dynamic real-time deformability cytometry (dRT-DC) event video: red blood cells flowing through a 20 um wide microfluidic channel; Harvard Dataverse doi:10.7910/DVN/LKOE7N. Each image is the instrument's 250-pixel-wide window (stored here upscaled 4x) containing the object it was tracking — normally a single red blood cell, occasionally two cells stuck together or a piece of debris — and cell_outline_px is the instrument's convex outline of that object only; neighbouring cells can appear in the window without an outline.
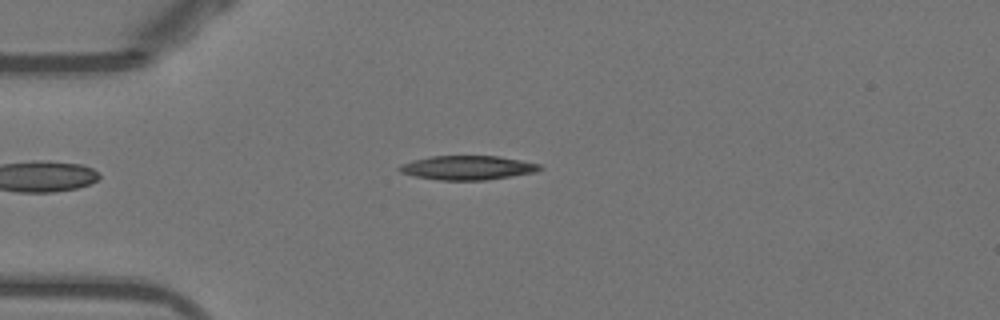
{"species": "Egyptian fruit bat (a non-hibernating species)", "species_latin": "Rousettus aegyptiacus", "temperature_condition": "warm", "stored_images_in_passage": 40, "camera_frame_rate_fps": 3000, "um_per_image_px": 0.085, "animal": {"sex": "female"}, "frame": {"image": 1, "passage_image": 2, "time_ms": 0.333, "image_size_px": [1000, 320], "cell_outline_px": [[544, 168], [536, 172], [488, 180], [440, 180], [416, 176], [400, 172], [396, 168], [400, 164], [412, 160], [432, 156], [496, 156], [520, 160], [540, 164]], "centroid_in_image_um": [39.74, 14.26], "position_along_channel_um": 45.3, "area_um2": 19.77}}
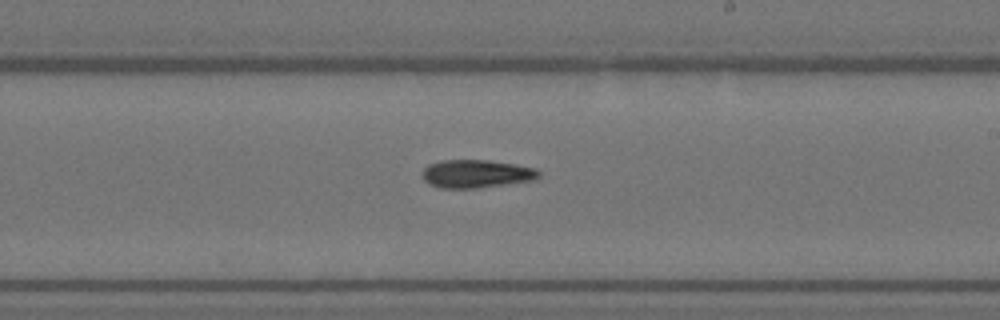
{"frame": {"image": 2, "passage_image": 19, "time_ms": 6.0, "image_size_px": [1000, 320], "cell_outline_px": [[540, 176], [536, 180], [476, 188], [440, 188], [428, 184], [424, 180], [420, 172], [428, 164], [440, 160], [488, 160], [516, 164], [536, 168], [540, 172]], "centroid_in_image_um": [40.47, 14.77], "position_along_channel_um": 248.5, "area_um2": 19.36}}
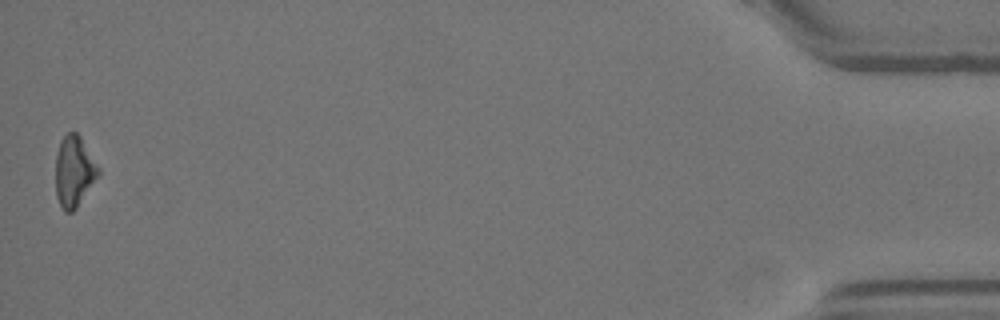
{"frame": {"image": 3, "passage_image": 40, "time_ms": 13.0, "image_size_px": [1000, 320], "cell_outline_px": [[100, 176], [76, 208], [72, 212], [64, 212], [56, 196], [56, 152], [60, 140], [68, 132], [76, 132], [80, 136], [100, 168]], "centroid_in_image_um": [6.31, 14.57], "position_along_channel_um": 428.9, "area_um2": 17.86}, "authors_computed_cell_mechanics": {"area_um2": 18.7272, "velocity_mm_per_s": 3.9035, "shape_relaxation_time_tau1_ms": 3.9799, "shape_relaxation_time_tau2_ms": null, "deformation_change_tau1": 0.1386, "deformation_change_tau2": null}}